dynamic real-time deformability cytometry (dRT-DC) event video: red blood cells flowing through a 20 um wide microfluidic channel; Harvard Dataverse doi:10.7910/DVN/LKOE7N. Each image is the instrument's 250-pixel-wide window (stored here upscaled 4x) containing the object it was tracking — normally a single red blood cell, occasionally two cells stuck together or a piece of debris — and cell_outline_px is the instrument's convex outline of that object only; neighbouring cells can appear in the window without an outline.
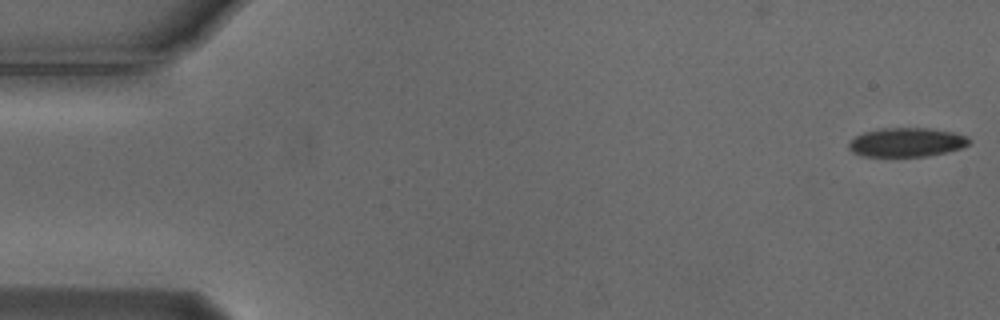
{"species": "Egyptian fruit bat (a non-hibernating species)", "species_latin": "Rousettus aegyptiacus", "temperature_condition": "cold", "stored_images_in_passage": 48, "camera_frame_rate_fps": 3000, "um_per_image_px": 0.085, "animal": {"sex": "male"}, "frame": {"image": 1, "passage_image": 1, "time_ms": 0.0, "image_size_px": [1000, 320], "cell_outline_px": [[972, 140], [964, 148], [928, 156], [860, 156], [852, 152], [848, 148], [848, 144], [856, 136], [864, 132], [884, 128], [928, 128], [952, 132], [968, 136]], "centroid_in_image_um": [77.09, 12.1], "position_along_channel_um": 7.9, "area_um2": 20.4}}
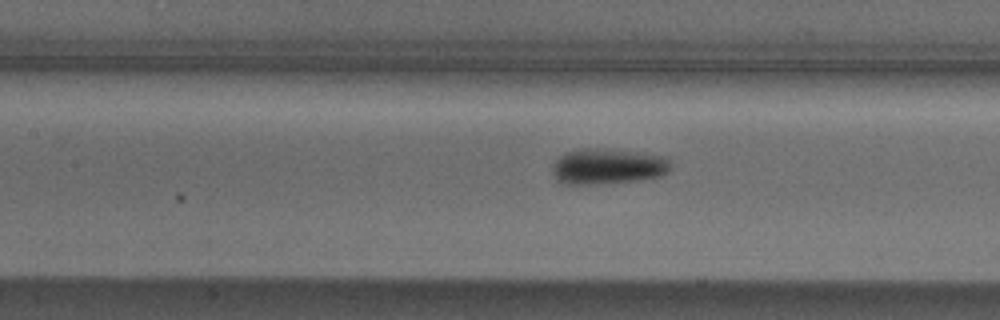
{"frame": {"image": 2, "passage_image": 24, "time_ms": 7.667, "image_size_px": [1000, 320], "cell_outline_px": [[668, 172], [660, 176], [636, 180], [588, 184], [564, 184], [556, 180], [552, 172], [552, 168], [556, 160], [564, 152], [580, 148], [596, 148], [640, 152], [668, 156]], "centroid_in_image_um": [51.62, 14.12], "position_along_channel_um": 155.8, "area_um2": 24.51}}
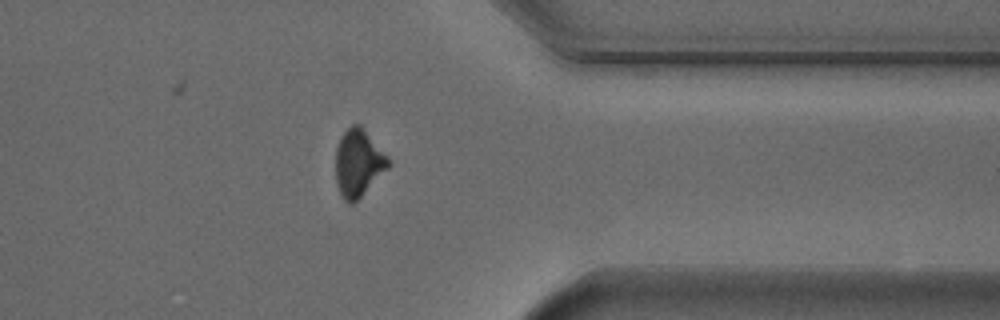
{"frame": {"image": 3, "passage_image": 43, "time_ms": 14.0, "image_size_px": [1000, 320], "cell_outline_px": [[392, 164], [352, 204], [348, 204], [344, 200], [336, 184], [336, 148], [344, 132], [352, 124], [360, 124], [392, 160]], "centroid_in_image_um": [30.48, 13.84], "position_along_channel_um": 380.9, "area_um2": 20.52}}